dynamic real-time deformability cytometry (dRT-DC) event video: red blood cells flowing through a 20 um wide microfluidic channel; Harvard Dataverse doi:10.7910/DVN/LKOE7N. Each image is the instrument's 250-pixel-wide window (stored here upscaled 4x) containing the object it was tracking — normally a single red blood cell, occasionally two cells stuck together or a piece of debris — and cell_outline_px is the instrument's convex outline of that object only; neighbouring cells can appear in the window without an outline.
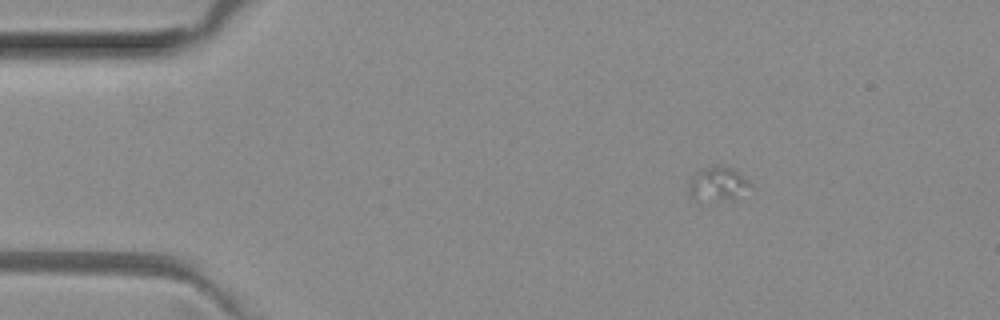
{"species": "common noctule bat (a hibernating species)", "species_latin": "Nyctalus noctula", "temperature_condition": "room temperature", "stored_images_in_passage": 4, "camera_frame_rate_fps": 3000, "um_per_image_px": 0.085, "animal": {"sex": "female", "body_mass_g": 29.2, "forearm_length_mm": 56.3}, "frame": {"image": 1, "passage_image": 2, "time_ms": 0.333, "image_size_px": [1000, 320], "cell_outline_px": [[752, 184], [732, 200], [696, 200], [692, 196], [688, 184], [704, 168], [720, 164], [736, 172], [748, 180]], "centroid_in_image_um": [61.02, 15.65], "position_along_channel_um": 24.0, "area_um2": 11.5}}